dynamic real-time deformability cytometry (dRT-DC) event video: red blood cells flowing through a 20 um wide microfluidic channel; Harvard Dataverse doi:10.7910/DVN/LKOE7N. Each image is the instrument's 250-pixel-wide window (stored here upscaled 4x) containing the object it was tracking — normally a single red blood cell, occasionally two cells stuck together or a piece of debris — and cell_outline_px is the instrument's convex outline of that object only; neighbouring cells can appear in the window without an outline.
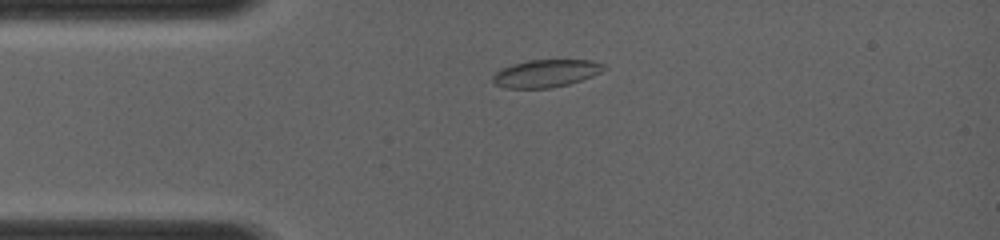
{"species": "common noctule bat (a hibernating species)", "species_latin": "Nyctalus noctula", "temperature_condition": "room temperature", "stored_images_in_passage": 31, "camera_frame_rate_fps": 4000, "um_per_image_px": 0.085, "animal": {"sex": "female", "body_mass_g": 19.0, "forearm_length_mm": 56.7}, "frame": {"image": 1, "passage_image": 10, "time_ms": 2.25, "image_size_px": [1000, 240], "cell_outline_px": [[608, 68], [592, 76], [568, 84], [552, 88], [504, 88], [496, 84], [492, 80], [492, 76], [496, 72], [512, 64], [528, 60], [592, 60], [604, 64]], "centroid_in_image_um": [46.42, 6.23], "position_along_channel_um": 38.6, "area_um2": 17.8}}
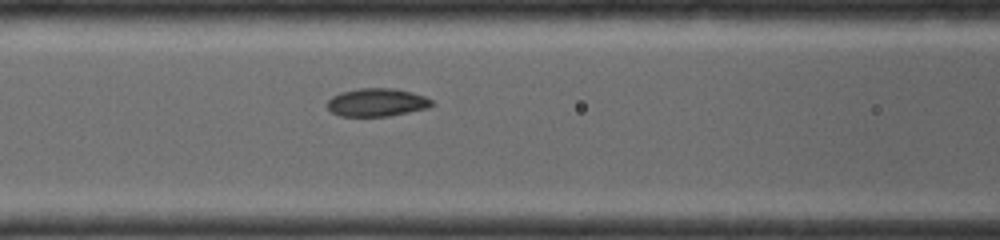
{"frame": {"image": 2, "passage_image": 24, "time_ms": 4.75, "image_size_px": [1000, 240], "cell_outline_px": [[436, 104], [428, 108], [388, 116], [340, 116], [332, 112], [324, 104], [332, 96], [340, 92], [360, 88], [392, 88], [412, 92], [424, 96], [432, 100]], "centroid_in_image_um": [32.02, 8.7], "position_along_channel_um": 134.6, "area_um2": 17.22}}
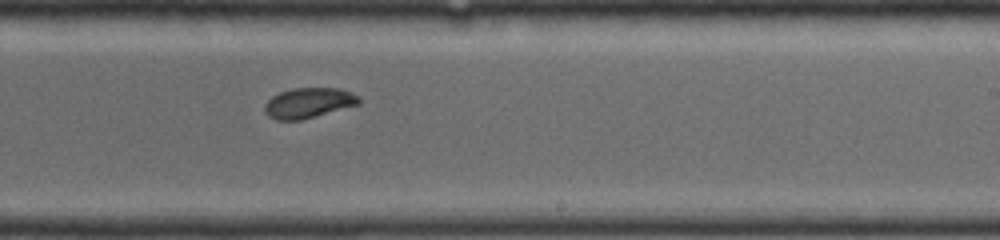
{"frame": {"image": 3, "passage_image": 31, "time_ms": 7.5, "image_size_px": [1000, 240], "cell_outline_px": [[360, 104], [300, 120], [276, 120], [268, 116], [264, 112], [264, 104], [272, 96], [280, 92], [292, 88], [340, 88], [352, 92], [360, 96]], "centroid_in_image_um": [26.23, 8.74], "position_along_channel_um": 262.8, "area_um2": 16.7}}